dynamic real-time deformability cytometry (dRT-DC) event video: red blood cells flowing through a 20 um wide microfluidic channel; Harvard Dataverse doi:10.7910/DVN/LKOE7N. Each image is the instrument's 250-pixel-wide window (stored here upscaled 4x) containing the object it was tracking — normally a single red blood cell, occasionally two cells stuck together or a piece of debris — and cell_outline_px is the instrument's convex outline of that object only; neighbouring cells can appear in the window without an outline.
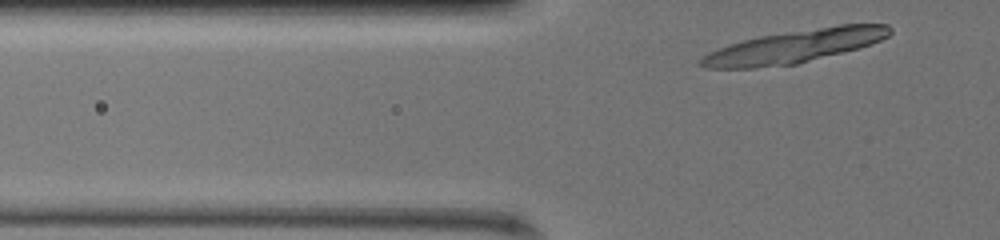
{"species": "common noctule bat (a hibernating species)", "species_latin": "Nyctalus noctula", "temperature_condition": "warm", "stored_images_in_passage": 7, "camera_frame_rate_fps": 3000, "um_per_image_px": 0.085, "animal": {"sex": "female", "body_mass_g": 19.5, "forearm_length_mm": 54.1}, "frame": {"image": 1, "passage_image": 2, "time_ms": 0.333, "image_size_px": [1000, 240], "cell_outline_px": [[892, 32], [888, 36], [880, 40], [860, 48], [796, 64], [756, 68], [704, 68], [696, 64], [708, 52], [744, 40], [760, 36], [840, 24], [888, 24], [892, 28]], "centroid_in_image_um": [67.57, 3.94], "position_along_channel_um": 58.2, "area_um2": 36.07}}